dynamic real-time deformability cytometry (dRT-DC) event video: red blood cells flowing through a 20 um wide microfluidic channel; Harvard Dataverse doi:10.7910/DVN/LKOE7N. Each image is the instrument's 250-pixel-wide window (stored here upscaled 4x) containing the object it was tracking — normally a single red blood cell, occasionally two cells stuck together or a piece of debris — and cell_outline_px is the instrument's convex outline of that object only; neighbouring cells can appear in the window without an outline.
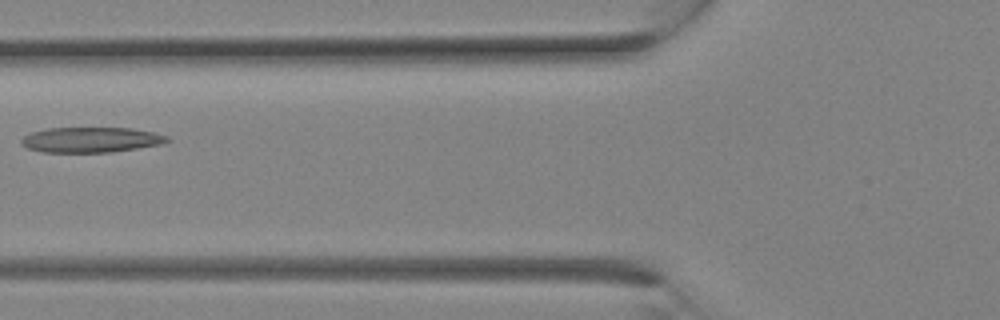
{"species": "Egyptian fruit bat (a non-hibernating species)", "species_latin": "Rousettus aegyptiacus", "temperature_condition": "room temperature", "stored_images_in_passage": 28, "camera_frame_rate_fps": 3000, "um_per_image_px": 0.085, "animal": {"sex": "female"}, "frame": {"image": 1, "passage_image": 11, "time_ms": 3.333, "image_size_px": [1000, 320], "cell_outline_px": [[172, 140], [164, 144], [112, 152], [44, 152], [28, 148], [20, 144], [20, 140], [24, 136], [32, 132], [48, 128], [132, 128], [152, 132], [168, 136]], "centroid_in_image_um": [7.76, 11.88], "position_along_channel_um": 118.0, "area_um2": 21.56}}
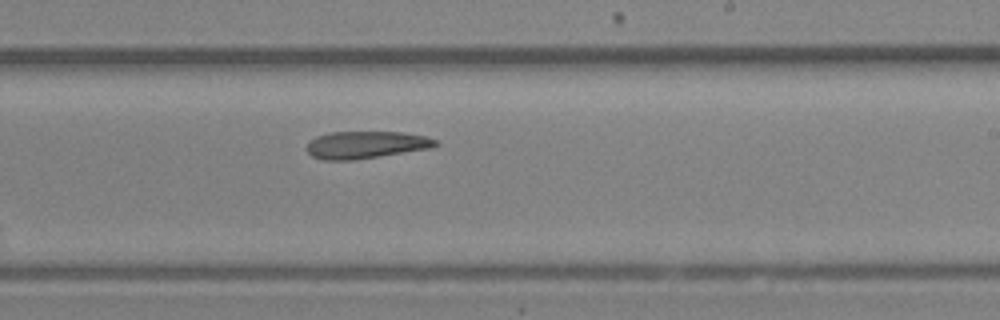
{"frame": {"image": 2, "passage_image": 17, "time_ms": 5.333, "image_size_px": [1000, 320], "cell_outline_px": [[440, 144], [432, 148], [352, 160], [324, 160], [312, 156], [308, 152], [308, 144], [316, 136], [328, 132], [404, 132], [428, 136], [436, 140]], "centroid_in_image_um": [31.15, 12.3], "position_along_channel_um": 257.9, "area_um2": 20.46}}
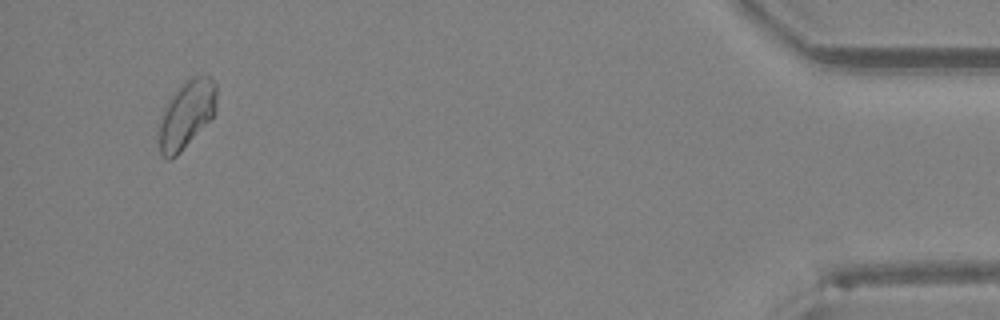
{"frame": {"image": 3, "passage_image": 27, "time_ms": 8.667, "image_size_px": [1000, 320], "cell_outline_px": [[216, 112], [180, 152], [172, 160], [168, 160], [160, 156], [160, 116], [168, 100], [192, 76], [212, 76], [216, 84]], "centroid_in_image_um": [15.86, 9.73], "position_along_channel_um": 419.3, "area_um2": 22.31}}